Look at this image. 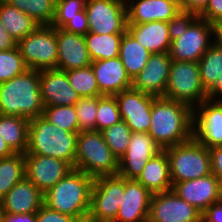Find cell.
I'll return each mask as SVG.
<instances>
[{"mask_svg": "<svg viewBox=\"0 0 222 222\" xmlns=\"http://www.w3.org/2000/svg\"><path fill=\"white\" fill-rule=\"evenodd\" d=\"M178 6L181 10H183L184 0H167Z\"/></svg>", "mask_w": 222, "mask_h": 222, "instance_id": "db71d44e", "label": "cell"}, {"mask_svg": "<svg viewBox=\"0 0 222 222\" xmlns=\"http://www.w3.org/2000/svg\"><path fill=\"white\" fill-rule=\"evenodd\" d=\"M80 131L95 130L97 97L80 98L74 105Z\"/></svg>", "mask_w": 222, "mask_h": 222, "instance_id": "f35d334b", "label": "cell"}, {"mask_svg": "<svg viewBox=\"0 0 222 222\" xmlns=\"http://www.w3.org/2000/svg\"><path fill=\"white\" fill-rule=\"evenodd\" d=\"M124 198V177L108 175L94 178L87 220L113 222Z\"/></svg>", "mask_w": 222, "mask_h": 222, "instance_id": "9c48e42d", "label": "cell"}, {"mask_svg": "<svg viewBox=\"0 0 222 222\" xmlns=\"http://www.w3.org/2000/svg\"><path fill=\"white\" fill-rule=\"evenodd\" d=\"M127 24L169 22L181 9L167 0H125Z\"/></svg>", "mask_w": 222, "mask_h": 222, "instance_id": "cb8c5ba5", "label": "cell"}, {"mask_svg": "<svg viewBox=\"0 0 222 222\" xmlns=\"http://www.w3.org/2000/svg\"><path fill=\"white\" fill-rule=\"evenodd\" d=\"M121 120L118 102L114 95L97 97L96 131L102 132Z\"/></svg>", "mask_w": 222, "mask_h": 222, "instance_id": "d590c367", "label": "cell"}, {"mask_svg": "<svg viewBox=\"0 0 222 222\" xmlns=\"http://www.w3.org/2000/svg\"><path fill=\"white\" fill-rule=\"evenodd\" d=\"M152 195L136 179L124 178V198L113 222H147Z\"/></svg>", "mask_w": 222, "mask_h": 222, "instance_id": "ffe728a7", "label": "cell"}, {"mask_svg": "<svg viewBox=\"0 0 222 222\" xmlns=\"http://www.w3.org/2000/svg\"><path fill=\"white\" fill-rule=\"evenodd\" d=\"M91 66L103 95H115L133 86V80L119 57L95 60Z\"/></svg>", "mask_w": 222, "mask_h": 222, "instance_id": "7402d4cb", "label": "cell"}, {"mask_svg": "<svg viewBox=\"0 0 222 222\" xmlns=\"http://www.w3.org/2000/svg\"><path fill=\"white\" fill-rule=\"evenodd\" d=\"M214 26V43L222 49V22L216 23Z\"/></svg>", "mask_w": 222, "mask_h": 222, "instance_id": "f5cc1de1", "label": "cell"}, {"mask_svg": "<svg viewBox=\"0 0 222 222\" xmlns=\"http://www.w3.org/2000/svg\"><path fill=\"white\" fill-rule=\"evenodd\" d=\"M172 189L201 213L212 204L222 201V182L212 173L197 179L178 182Z\"/></svg>", "mask_w": 222, "mask_h": 222, "instance_id": "2e32d148", "label": "cell"}, {"mask_svg": "<svg viewBox=\"0 0 222 222\" xmlns=\"http://www.w3.org/2000/svg\"><path fill=\"white\" fill-rule=\"evenodd\" d=\"M30 120L12 115H0V136L14 153L25 154L28 148Z\"/></svg>", "mask_w": 222, "mask_h": 222, "instance_id": "4316f807", "label": "cell"}, {"mask_svg": "<svg viewBox=\"0 0 222 222\" xmlns=\"http://www.w3.org/2000/svg\"><path fill=\"white\" fill-rule=\"evenodd\" d=\"M93 182V177L73 168L44 193V205L79 222L87 220Z\"/></svg>", "mask_w": 222, "mask_h": 222, "instance_id": "7a4b0ae2", "label": "cell"}, {"mask_svg": "<svg viewBox=\"0 0 222 222\" xmlns=\"http://www.w3.org/2000/svg\"><path fill=\"white\" fill-rule=\"evenodd\" d=\"M1 222H36V212L27 214H9L2 212Z\"/></svg>", "mask_w": 222, "mask_h": 222, "instance_id": "c3c4849f", "label": "cell"}, {"mask_svg": "<svg viewBox=\"0 0 222 222\" xmlns=\"http://www.w3.org/2000/svg\"><path fill=\"white\" fill-rule=\"evenodd\" d=\"M27 69L17 47L0 51V84L23 74Z\"/></svg>", "mask_w": 222, "mask_h": 222, "instance_id": "74e56055", "label": "cell"}, {"mask_svg": "<svg viewBox=\"0 0 222 222\" xmlns=\"http://www.w3.org/2000/svg\"><path fill=\"white\" fill-rule=\"evenodd\" d=\"M17 47V41L8 33L0 20V51L11 50Z\"/></svg>", "mask_w": 222, "mask_h": 222, "instance_id": "7dc6e473", "label": "cell"}, {"mask_svg": "<svg viewBox=\"0 0 222 222\" xmlns=\"http://www.w3.org/2000/svg\"><path fill=\"white\" fill-rule=\"evenodd\" d=\"M114 96L118 102L121 118L131 131L148 133L151 124V107L155 96L133 87Z\"/></svg>", "mask_w": 222, "mask_h": 222, "instance_id": "9a60e30c", "label": "cell"}, {"mask_svg": "<svg viewBox=\"0 0 222 222\" xmlns=\"http://www.w3.org/2000/svg\"><path fill=\"white\" fill-rule=\"evenodd\" d=\"M132 133L124 120L102 131L105 142L118 160L127 151Z\"/></svg>", "mask_w": 222, "mask_h": 222, "instance_id": "8d00e7d4", "label": "cell"}, {"mask_svg": "<svg viewBox=\"0 0 222 222\" xmlns=\"http://www.w3.org/2000/svg\"><path fill=\"white\" fill-rule=\"evenodd\" d=\"M170 163L173 186L178 182L197 179L212 173L209 149L193 137L164 149Z\"/></svg>", "mask_w": 222, "mask_h": 222, "instance_id": "8992f818", "label": "cell"}, {"mask_svg": "<svg viewBox=\"0 0 222 222\" xmlns=\"http://www.w3.org/2000/svg\"><path fill=\"white\" fill-rule=\"evenodd\" d=\"M40 90L44 107L75 105L80 99L66 72L57 68L40 70Z\"/></svg>", "mask_w": 222, "mask_h": 222, "instance_id": "d6986e66", "label": "cell"}, {"mask_svg": "<svg viewBox=\"0 0 222 222\" xmlns=\"http://www.w3.org/2000/svg\"><path fill=\"white\" fill-rule=\"evenodd\" d=\"M127 30L150 53L170 52L168 22L158 20L143 24H127Z\"/></svg>", "mask_w": 222, "mask_h": 222, "instance_id": "d4e9b609", "label": "cell"}, {"mask_svg": "<svg viewBox=\"0 0 222 222\" xmlns=\"http://www.w3.org/2000/svg\"><path fill=\"white\" fill-rule=\"evenodd\" d=\"M18 8L40 25H51L55 16L56 0H2Z\"/></svg>", "mask_w": 222, "mask_h": 222, "instance_id": "1f68e13d", "label": "cell"}, {"mask_svg": "<svg viewBox=\"0 0 222 222\" xmlns=\"http://www.w3.org/2000/svg\"><path fill=\"white\" fill-rule=\"evenodd\" d=\"M124 33L99 35L88 32L84 35L91 61L119 57L120 44Z\"/></svg>", "mask_w": 222, "mask_h": 222, "instance_id": "f546056e", "label": "cell"}, {"mask_svg": "<svg viewBox=\"0 0 222 222\" xmlns=\"http://www.w3.org/2000/svg\"><path fill=\"white\" fill-rule=\"evenodd\" d=\"M198 17L213 25L222 22V0H209Z\"/></svg>", "mask_w": 222, "mask_h": 222, "instance_id": "ee69618b", "label": "cell"}, {"mask_svg": "<svg viewBox=\"0 0 222 222\" xmlns=\"http://www.w3.org/2000/svg\"><path fill=\"white\" fill-rule=\"evenodd\" d=\"M86 0H56L55 16L51 24L63 28L75 15L85 9Z\"/></svg>", "mask_w": 222, "mask_h": 222, "instance_id": "ab89813d", "label": "cell"}, {"mask_svg": "<svg viewBox=\"0 0 222 222\" xmlns=\"http://www.w3.org/2000/svg\"><path fill=\"white\" fill-rule=\"evenodd\" d=\"M36 222H79L76 218L62 214L58 211L49 209L46 205H43L36 212Z\"/></svg>", "mask_w": 222, "mask_h": 222, "instance_id": "b9f144b4", "label": "cell"}, {"mask_svg": "<svg viewBox=\"0 0 222 222\" xmlns=\"http://www.w3.org/2000/svg\"><path fill=\"white\" fill-rule=\"evenodd\" d=\"M147 222H202V213L172 189L152 195Z\"/></svg>", "mask_w": 222, "mask_h": 222, "instance_id": "4fadbf2b", "label": "cell"}, {"mask_svg": "<svg viewBox=\"0 0 222 222\" xmlns=\"http://www.w3.org/2000/svg\"><path fill=\"white\" fill-rule=\"evenodd\" d=\"M1 216H2V205H1V201H0V222H1Z\"/></svg>", "mask_w": 222, "mask_h": 222, "instance_id": "11a10c76", "label": "cell"}, {"mask_svg": "<svg viewBox=\"0 0 222 222\" xmlns=\"http://www.w3.org/2000/svg\"><path fill=\"white\" fill-rule=\"evenodd\" d=\"M0 20L17 42L32 33L40 24L16 7L0 0Z\"/></svg>", "mask_w": 222, "mask_h": 222, "instance_id": "f1b7e54d", "label": "cell"}, {"mask_svg": "<svg viewBox=\"0 0 222 222\" xmlns=\"http://www.w3.org/2000/svg\"><path fill=\"white\" fill-rule=\"evenodd\" d=\"M62 29L70 33L86 35L89 32V22L85 9L78 12Z\"/></svg>", "mask_w": 222, "mask_h": 222, "instance_id": "7bdbcfd3", "label": "cell"}, {"mask_svg": "<svg viewBox=\"0 0 222 222\" xmlns=\"http://www.w3.org/2000/svg\"><path fill=\"white\" fill-rule=\"evenodd\" d=\"M198 64L202 85L208 91L222 73V49L213 43Z\"/></svg>", "mask_w": 222, "mask_h": 222, "instance_id": "d6a6232c", "label": "cell"}, {"mask_svg": "<svg viewBox=\"0 0 222 222\" xmlns=\"http://www.w3.org/2000/svg\"><path fill=\"white\" fill-rule=\"evenodd\" d=\"M162 151L149 133L133 132L127 151L118 160V175L137 179L147 162Z\"/></svg>", "mask_w": 222, "mask_h": 222, "instance_id": "5bb4252c", "label": "cell"}, {"mask_svg": "<svg viewBox=\"0 0 222 222\" xmlns=\"http://www.w3.org/2000/svg\"><path fill=\"white\" fill-rule=\"evenodd\" d=\"M25 156L21 153L0 159V200L25 178Z\"/></svg>", "mask_w": 222, "mask_h": 222, "instance_id": "4dcf8cb0", "label": "cell"}, {"mask_svg": "<svg viewBox=\"0 0 222 222\" xmlns=\"http://www.w3.org/2000/svg\"><path fill=\"white\" fill-rule=\"evenodd\" d=\"M198 17L193 12L180 10L169 22V36L171 42L183 35L189 25Z\"/></svg>", "mask_w": 222, "mask_h": 222, "instance_id": "60d3db41", "label": "cell"}, {"mask_svg": "<svg viewBox=\"0 0 222 222\" xmlns=\"http://www.w3.org/2000/svg\"><path fill=\"white\" fill-rule=\"evenodd\" d=\"M207 94L212 100H222V73L216 83L207 91Z\"/></svg>", "mask_w": 222, "mask_h": 222, "instance_id": "f907efd6", "label": "cell"}, {"mask_svg": "<svg viewBox=\"0 0 222 222\" xmlns=\"http://www.w3.org/2000/svg\"><path fill=\"white\" fill-rule=\"evenodd\" d=\"M152 194L172 190L169 158L165 150L152 157L136 179Z\"/></svg>", "mask_w": 222, "mask_h": 222, "instance_id": "484cf974", "label": "cell"}, {"mask_svg": "<svg viewBox=\"0 0 222 222\" xmlns=\"http://www.w3.org/2000/svg\"><path fill=\"white\" fill-rule=\"evenodd\" d=\"M151 54L128 30L123 34L119 58L132 80L144 69Z\"/></svg>", "mask_w": 222, "mask_h": 222, "instance_id": "83f0119b", "label": "cell"}, {"mask_svg": "<svg viewBox=\"0 0 222 222\" xmlns=\"http://www.w3.org/2000/svg\"><path fill=\"white\" fill-rule=\"evenodd\" d=\"M78 133L68 132L42 116L30 120L28 148L25 154L50 156L75 166Z\"/></svg>", "mask_w": 222, "mask_h": 222, "instance_id": "277c9868", "label": "cell"}, {"mask_svg": "<svg viewBox=\"0 0 222 222\" xmlns=\"http://www.w3.org/2000/svg\"><path fill=\"white\" fill-rule=\"evenodd\" d=\"M209 0H184L183 11L199 15L207 6Z\"/></svg>", "mask_w": 222, "mask_h": 222, "instance_id": "681fc988", "label": "cell"}, {"mask_svg": "<svg viewBox=\"0 0 222 222\" xmlns=\"http://www.w3.org/2000/svg\"><path fill=\"white\" fill-rule=\"evenodd\" d=\"M211 156V171L222 182V147L209 149Z\"/></svg>", "mask_w": 222, "mask_h": 222, "instance_id": "f6af8a7d", "label": "cell"}, {"mask_svg": "<svg viewBox=\"0 0 222 222\" xmlns=\"http://www.w3.org/2000/svg\"><path fill=\"white\" fill-rule=\"evenodd\" d=\"M202 222H222V201L212 204L202 213Z\"/></svg>", "mask_w": 222, "mask_h": 222, "instance_id": "bcb514c9", "label": "cell"}, {"mask_svg": "<svg viewBox=\"0 0 222 222\" xmlns=\"http://www.w3.org/2000/svg\"><path fill=\"white\" fill-rule=\"evenodd\" d=\"M17 48L28 69L57 68V28L39 25L32 33L17 42Z\"/></svg>", "mask_w": 222, "mask_h": 222, "instance_id": "ba28073f", "label": "cell"}, {"mask_svg": "<svg viewBox=\"0 0 222 222\" xmlns=\"http://www.w3.org/2000/svg\"><path fill=\"white\" fill-rule=\"evenodd\" d=\"M213 43V24L197 17L183 35L171 42V60L198 62Z\"/></svg>", "mask_w": 222, "mask_h": 222, "instance_id": "30bf717a", "label": "cell"}, {"mask_svg": "<svg viewBox=\"0 0 222 222\" xmlns=\"http://www.w3.org/2000/svg\"><path fill=\"white\" fill-rule=\"evenodd\" d=\"M42 117L60 129L79 133L77 113L74 105L44 107Z\"/></svg>", "mask_w": 222, "mask_h": 222, "instance_id": "e575fe53", "label": "cell"}, {"mask_svg": "<svg viewBox=\"0 0 222 222\" xmlns=\"http://www.w3.org/2000/svg\"><path fill=\"white\" fill-rule=\"evenodd\" d=\"M74 169L93 178L118 173V159L105 142L102 132L89 130L78 133Z\"/></svg>", "mask_w": 222, "mask_h": 222, "instance_id": "5b68a950", "label": "cell"}, {"mask_svg": "<svg viewBox=\"0 0 222 222\" xmlns=\"http://www.w3.org/2000/svg\"><path fill=\"white\" fill-rule=\"evenodd\" d=\"M193 109L179 101L155 97L148 133L162 150L192 138Z\"/></svg>", "mask_w": 222, "mask_h": 222, "instance_id": "6da1fadb", "label": "cell"}, {"mask_svg": "<svg viewBox=\"0 0 222 222\" xmlns=\"http://www.w3.org/2000/svg\"><path fill=\"white\" fill-rule=\"evenodd\" d=\"M57 69L69 71L91 65L84 35L57 28Z\"/></svg>", "mask_w": 222, "mask_h": 222, "instance_id": "44dd1931", "label": "cell"}, {"mask_svg": "<svg viewBox=\"0 0 222 222\" xmlns=\"http://www.w3.org/2000/svg\"><path fill=\"white\" fill-rule=\"evenodd\" d=\"M171 63L169 52L151 54L144 69L133 79L132 87L155 97H163Z\"/></svg>", "mask_w": 222, "mask_h": 222, "instance_id": "ac0fdd59", "label": "cell"}, {"mask_svg": "<svg viewBox=\"0 0 222 222\" xmlns=\"http://www.w3.org/2000/svg\"><path fill=\"white\" fill-rule=\"evenodd\" d=\"M14 152L10 149L6 141L0 136V159L13 155Z\"/></svg>", "mask_w": 222, "mask_h": 222, "instance_id": "816d5d0a", "label": "cell"}, {"mask_svg": "<svg viewBox=\"0 0 222 222\" xmlns=\"http://www.w3.org/2000/svg\"><path fill=\"white\" fill-rule=\"evenodd\" d=\"M0 201L4 213L27 214L37 212L44 205V194L25 177Z\"/></svg>", "mask_w": 222, "mask_h": 222, "instance_id": "603a6c76", "label": "cell"}, {"mask_svg": "<svg viewBox=\"0 0 222 222\" xmlns=\"http://www.w3.org/2000/svg\"><path fill=\"white\" fill-rule=\"evenodd\" d=\"M192 137L208 149L222 145V100L207 98L193 109Z\"/></svg>", "mask_w": 222, "mask_h": 222, "instance_id": "7c38bea8", "label": "cell"}, {"mask_svg": "<svg viewBox=\"0 0 222 222\" xmlns=\"http://www.w3.org/2000/svg\"><path fill=\"white\" fill-rule=\"evenodd\" d=\"M71 87L76 91L80 98L100 97V92L96 77L91 65L65 71Z\"/></svg>", "mask_w": 222, "mask_h": 222, "instance_id": "836d02e7", "label": "cell"}, {"mask_svg": "<svg viewBox=\"0 0 222 222\" xmlns=\"http://www.w3.org/2000/svg\"><path fill=\"white\" fill-rule=\"evenodd\" d=\"M25 176L44 194L73 168L65 161L50 156L24 154Z\"/></svg>", "mask_w": 222, "mask_h": 222, "instance_id": "e0dca14e", "label": "cell"}, {"mask_svg": "<svg viewBox=\"0 0 222 222\" xmlns=\"http://www.w3.org/2000/svg\"><path fill=\"white\" fill-rule=\"evenodd\" d=\"M163 97L183 102L192 109L209 98L201 82L198 62L172 60Z\"/></svg>", "mask_w": 222, "mask_h": 222, "instance_id": "52a82bcc", "label": "cell"}, {"mask_svg": "<svg viewBox=\"0 0 222 222\" xmlns=\"http://www.w3.org/2000/svg\"><path fill=\"white\" fill-rule=\"evenodd\" d=\"M85 11L89 32L103 35L127 31L125 0H86Z\"/></svg>", "mask_w": 222, "mask_h": 222, "instance_id": "8fae6325", "label": "cell"}, {"mask_svg": "<svg viewBox=\"0 0 222 222\" xmlns=\"http://www.w3.org/2000/svg\"><path fill=\"white\" fill-rule=\"evenodd\" d=\"M44 105L40 90V70L27 69L0 84V115L24 117L42 116Z\"/></svg>", "mask_w": 222, "mask_h": 222, "instance_id": "3957f363", "label": "cell"}]
</instances>
